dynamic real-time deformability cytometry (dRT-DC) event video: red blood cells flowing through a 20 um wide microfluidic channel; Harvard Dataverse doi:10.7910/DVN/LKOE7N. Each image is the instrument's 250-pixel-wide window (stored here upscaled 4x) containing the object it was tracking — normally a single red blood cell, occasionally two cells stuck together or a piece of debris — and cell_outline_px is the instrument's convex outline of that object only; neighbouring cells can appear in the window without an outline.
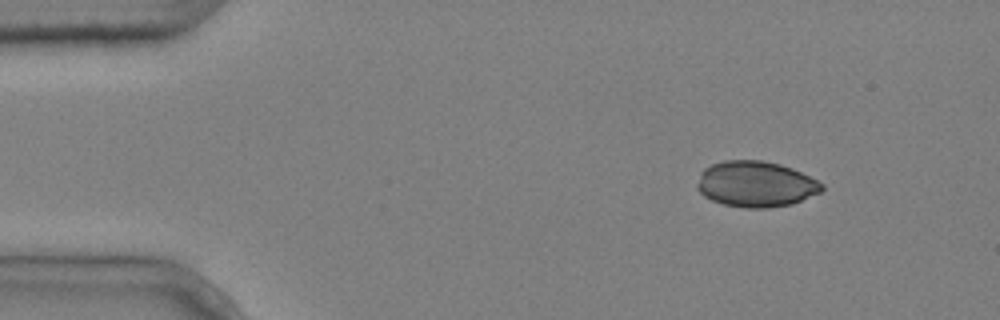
{"species": "common noctule bat (a hibernating species)", "species_latin": "Nyctalus noctula", "temperature_condition": "cold", "stored_images_in_passage": 8, "camera_frame_rate_fps": 3000, "um_per_image_px": 0.085, "animal": {"sex": "male", "body_mass_g": 20.4}, "frame": {"image": 1, "passage_image": 1, "time_ms": 0.0, "image_size_px": [1000, 320], "cell_outline_px": [[824, 188], [820, 192], [792, 204], [764, 208], [744, 208], [724, 204], [712, 200], [704, 196], [696, 188], [696, 184], [700, 172], [704, 168], [712, 164], [724, 160], [760, 160], [780, 164], [792, 168], [824, 184]], "centroid_in_image_um": [64.21, 15.64], "position_along_channel_um": 20.8, "area_um2": 33.29}}